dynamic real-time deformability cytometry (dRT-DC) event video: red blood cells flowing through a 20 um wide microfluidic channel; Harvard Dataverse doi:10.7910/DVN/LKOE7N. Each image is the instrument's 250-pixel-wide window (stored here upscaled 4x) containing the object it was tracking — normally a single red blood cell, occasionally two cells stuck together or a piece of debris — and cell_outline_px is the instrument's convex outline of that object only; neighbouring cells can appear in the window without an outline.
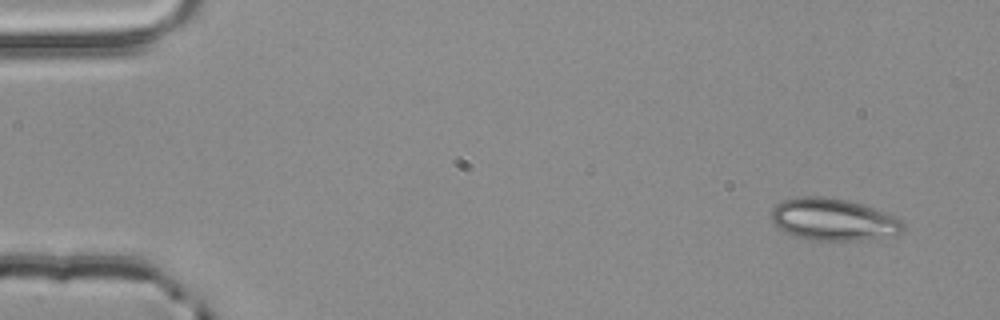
{"species": "common noctule bat (a hibernating species)", "species_latin": "Nyctalus noctula", "temperature_condition": "room temperature", "stored_images_in_passage": 4, "camera_frame_rate_fps": 3000, "um_per_image_px": 0.085, "animal": {"sex": "male", "body_mass_g": 20.4}, "frame": {"image": 1, "passage_image": 1, "time_ms": 0.0, "image_size_px": [1000, 320], "cell_outline_px": [[904, 232], [896, 236], [860, 240], [812, 240], [796, 236], [784, 232], [772, 224], [772, 208], [776, 204], [784, 200], [800, 196], [820, 196], [848, 200], [896, 216], [904, 220]], "centroid_in_image_um": [70.86, 18.67], "position_along_channel_um": 14.1, "area_um2": 32.6}}